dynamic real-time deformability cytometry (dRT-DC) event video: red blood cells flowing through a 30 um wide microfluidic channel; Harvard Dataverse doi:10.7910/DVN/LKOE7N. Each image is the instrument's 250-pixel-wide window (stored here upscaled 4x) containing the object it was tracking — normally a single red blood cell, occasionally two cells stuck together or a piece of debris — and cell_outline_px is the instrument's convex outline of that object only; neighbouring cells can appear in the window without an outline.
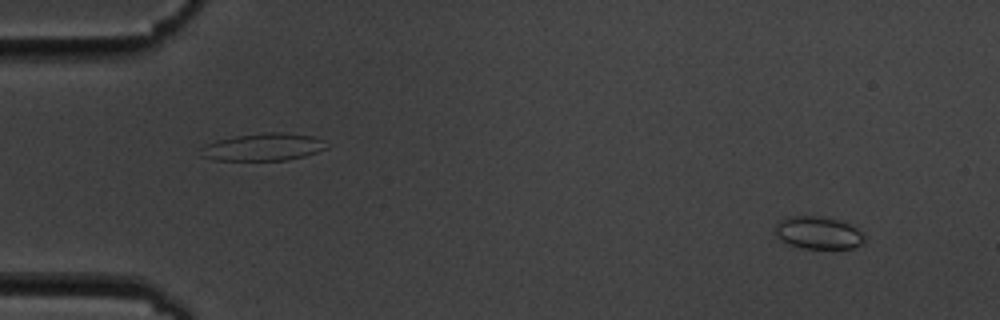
{"species": "common noctule bat (a hibernating species)", "species_latin": "Nyctalus noctula", "temperature_condition": "cold", "stored_images_in_passage": 9, "camera_frame_rate_fps": 3000, "um_per_image_px": 0.085, "animal": {"sex": "male", "body_mass_g": 19.5, "forearm_length_mm": 54.6}, "frame": {"image": 1, "passage_image": 1, "time_ms": 0.0, "image_size_px": [1000, 320], "cell_outline_px": [[864, 244], [852, 248], [804, 248], [788, 244], [776, 236], [776, 224], [780, 220], [788, 216], [820, 216], [836, 220], [848, 224], [864, 232]], "centroid_in_image_um": [69.56, 19.79], "position_along_channel_um": 15.4, "area_um2": 16.82}}
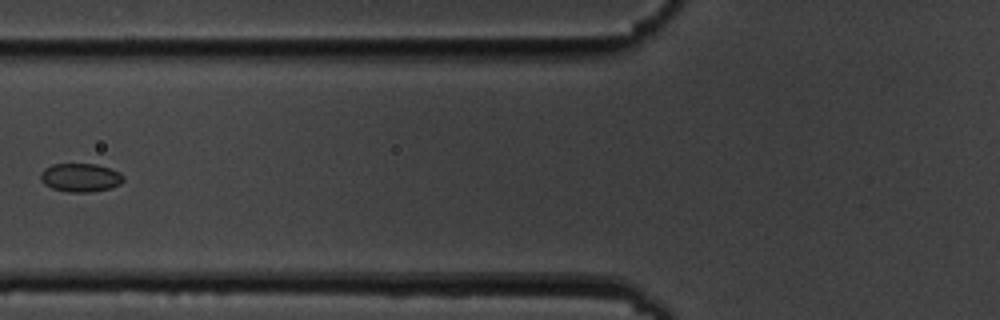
{"frame": {"image": 2, "passage_image": 6, "time_ms": 6.0, "image_size_px": [1000, 320], "cell_outline_px": [[124, 180], [120, 184], [112, 188], [92, 192], [68, 192], [52, 188], [44, 184], [40, 180], [40, 172], [44, 168], [52, 164], [96, 164], [120, 172], [124, 176]], "centroid_in_image_um": [6.83, 15.1], "position_along_channel_um": 119.0, "area_um2": 13.93}}
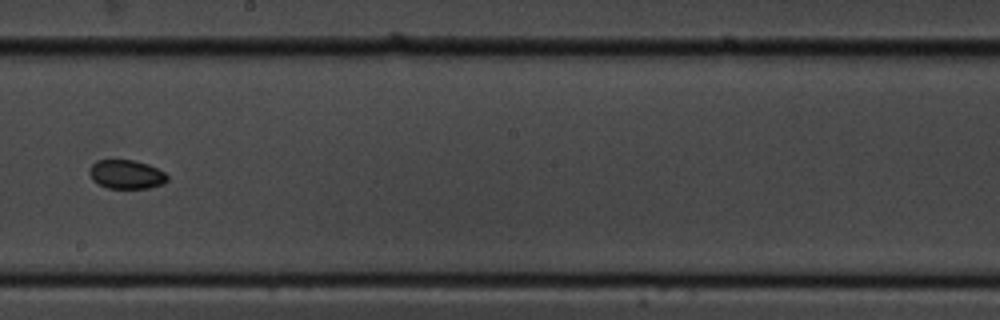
{"frame": {"image": 3, "passage_image": 9, "time_ms": 9.333, "image_size_px": [1000, 320], "cell_outline_px": [[168, 180], [160, 184], [148, 188], [108, 188], [92, 180], [88, 172], [88, 168], [96, 160], [132, 160], [148, 164], [164, 172], [168, 176]], "centroid_in_image_um": [10.7, 14.81], "position_along_channel_um": 237.5, "area_um2": 13.06}}